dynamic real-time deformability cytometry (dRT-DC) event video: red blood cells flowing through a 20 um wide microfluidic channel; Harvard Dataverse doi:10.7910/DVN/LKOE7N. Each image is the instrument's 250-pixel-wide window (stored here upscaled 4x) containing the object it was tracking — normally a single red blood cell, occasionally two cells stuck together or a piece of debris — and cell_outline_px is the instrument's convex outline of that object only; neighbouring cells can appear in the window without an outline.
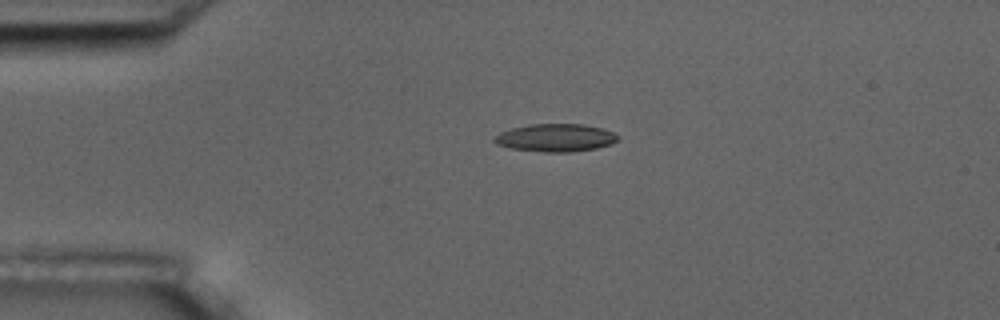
{"species": "common noctule bat (a hibernating species)", "species_latin": "Nyctalus noctula", "temperature_condition": "room temperature", "stored_images_in_passage": 2, "camera_frame_rate_fps": 3000, "um_per_image_px": 0.085, "animal": {"sex": "male", "body_mass_g": 17.5, "forearm_length_mm": 52.3}, "frame": {"image": 1, "passage_image": 1, "time_ms": 0.0, "image_size_px": [1000, 320], "cell_outline_px": [[616, 140], [612, 144], [596, 148], [572, 152], [544, 152], [512, 148], [496, 144], [492, 140], [500, 132], [512, 128], [528, 124], [584, 124], [604, 128], [612, 132], [616, 136]], "centroid_in_image_um": [47.21, 11.7], "position_along_channel_um": 37.8, "area_um2": 19.94}}